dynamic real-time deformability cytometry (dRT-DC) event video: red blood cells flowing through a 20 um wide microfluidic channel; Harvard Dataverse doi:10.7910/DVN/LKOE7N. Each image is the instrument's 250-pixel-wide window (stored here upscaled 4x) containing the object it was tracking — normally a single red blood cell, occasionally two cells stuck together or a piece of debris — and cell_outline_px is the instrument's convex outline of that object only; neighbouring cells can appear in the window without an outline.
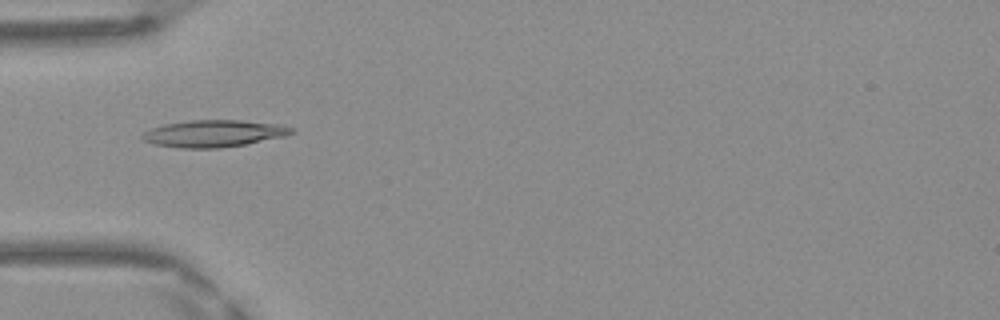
{"species": "Egyptian fruit bat (a non-hibernating species)", "species_latin": "Rousettus aegyptiacus", "temperature_condition": "warm", "stored_images_in_passage": 46, "camera_frame_rate_fps": 3000, "um_per_image_px": 0.085, "frame": {"image": 1, "passage_image": 13, "time_ms": 4.0, "image_size_px": [1000, 320], "cell_outline_px": [[296, 132], [284, 136], [244, 144], [220, 148], [180, 148], [152, 144], [144, 140], [140, 136], [144, 132], [152, 128], [164, 124], [188, 120], [240, 120], [280, 124], [296, 128]], "centroid_in_image_um": [18.18, 11.34], "position_along_channel_um": 66.8, "area_um2": 23.52}}
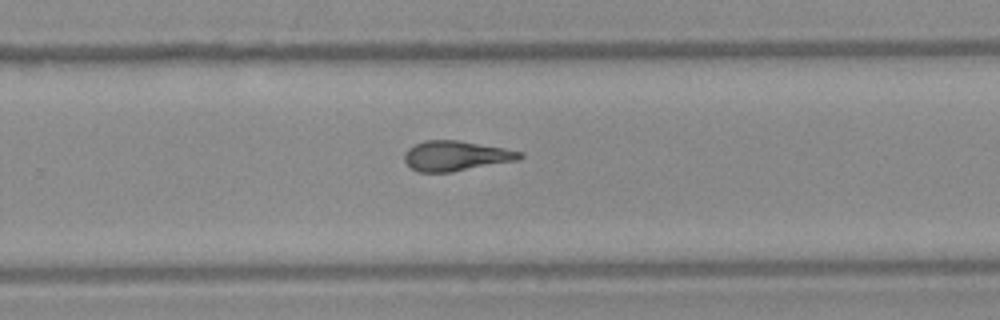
{"frame": {"image": 2, "passage_image": 29, "time_ms": 9.333, "image_size_px": [1000, 320], "cell_outline_px": [[524, 156], [516, 160], [452, 172], [420, 172], [412, 168], [404, 160], [404, 152], [408, 148], [424, 140], [456, 140], [504, 148], [524, 152]], "centroid_in_image_um": [38.74, 13.24], "position_along_channel_um": 291.1, "area_um2": 20.0}}
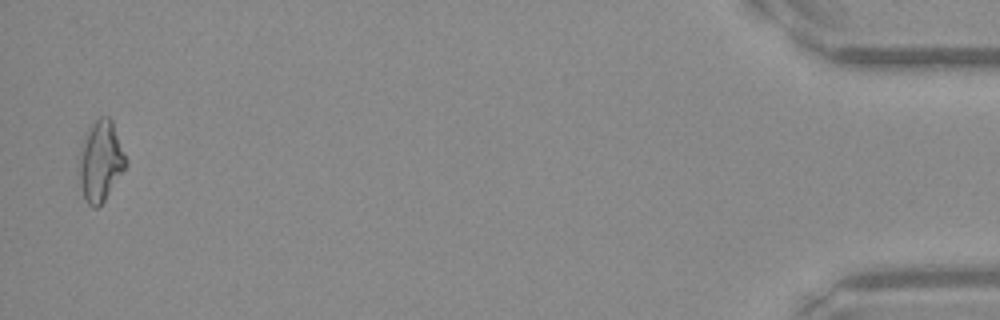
{"frame": {"image": 3, "passage_image": 45, "time_ms": 14.667, "image_size_px": [1000, 320], "cell_outline_px": [[128, 164], [104, 200], [96, 208], [92, 208], [84, 200], [80, 184], [80, 148], [84, 136], [92, 124], [100, 116], [108, 116], [112, 120], [128, 160]], "centroid_in_image_um": [8.57, 13.69], "position_along_channel_um": 426.6, "area_um2": 21.85}, "authors_computed_cell_mechanics": {"area_um2": 20.3745, "velocity_mm_per_s": 4.1984, "shape_relaxation_time_tau1_ms": null, "shape_relaxation_time_tau2_ms": 2.3542, "deformation_change_tau1": null, "deformation_change_tau2": 0.1137}}